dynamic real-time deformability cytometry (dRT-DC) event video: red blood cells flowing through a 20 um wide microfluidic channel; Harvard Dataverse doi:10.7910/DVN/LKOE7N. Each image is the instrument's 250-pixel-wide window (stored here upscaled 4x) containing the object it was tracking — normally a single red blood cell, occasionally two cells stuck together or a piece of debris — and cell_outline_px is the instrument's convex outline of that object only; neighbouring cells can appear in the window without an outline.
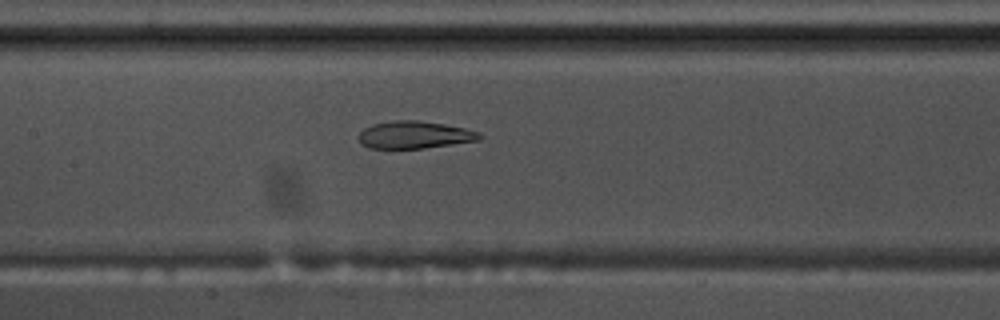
{"species": "common noctule bat (a hibernating species)", "species_latin": "Nyctalus noctula", "temperature_condition": "warm", "stored_images_in_passage": 55, "camera_frame_rate_fps": 3000, "um_per_image_px": 0.085, "animal": {"sex": "male", "body_mass_g": 17.5, "forearm_length_mm": 52.3}, "frame": {"image": 1, "passage_image": 26, "time_ms": 8.333, "image_size_px": [1000, 320], "cell_outline_px": [[484, 136], [480, 140], [424, 148], [368, 148], [360, 144], [356, 136], [364, 128], [372, 124], [392, 120], [420, 120], [444, 124], [464, 128], [480, 132]], "centroid_in_image_um": [35.21, 11.46], "position_along_channel_um": 172.2, "area_um2": 19.54}}
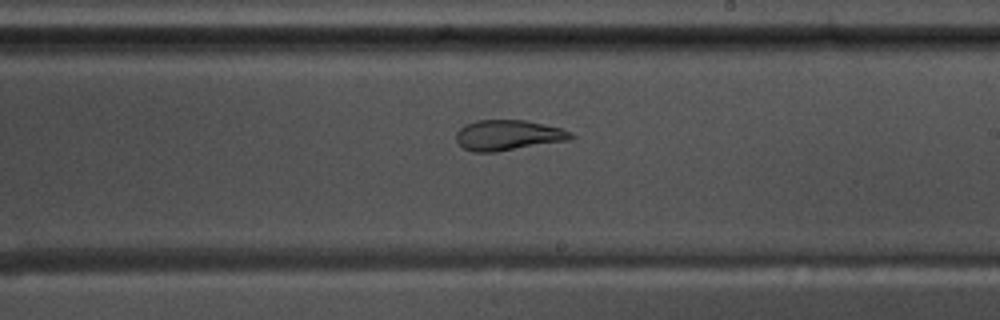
{"frame": {"image": 2, "passage_image": 32, "time_ms": 10.333, "image_size_px": [1000, 320], "cell_outline_px": [[576, 136], [568, 140], [496, 152], [472, 152], [464, 148], [456, 140], [456, 132], [464, 124], [476, 120], [524, 120], [544, 124], [560, 128], [572, 132]], "centroid_in_image_um": [43.17, 11.49], "position_along_channel_um": 245.8, "area_um2": 20.35}}
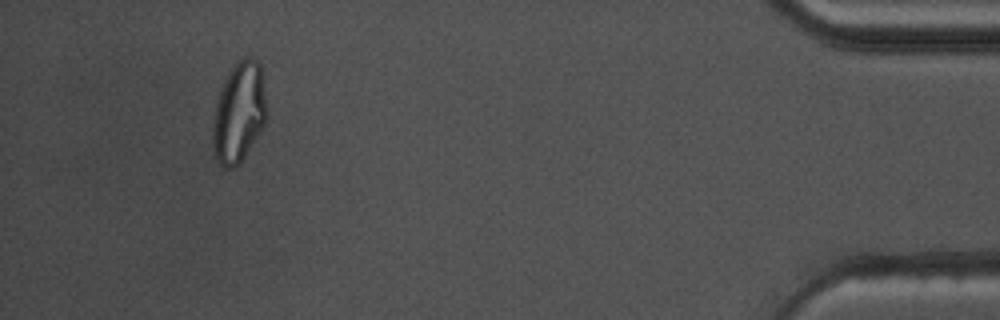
{"frame": {"image": 3, "passage_image": 51, "time_ms": 16.667, "image_size_px": [1000, 320], "cell_outline_px": [[268, 112], [264, 124], [260, 132], [240, 164], [236, 168], [224, 168], [216, 160], [212, 144], [212, 128], [216, 96], [232, 64], [244, 56], [252, 56], [260, 64], [268, 108]], "centroid_in_image_um": [20.3, 9.54], "position_along_channel_um": 414.9, "area_um2": 32.37}, "authors_computed_cell_mechanics": {"area_um2": 25.0852, "velocity_mm_per_s": 3.7008, "shape_relaxation_time_tau1_ms": null, "shape_relaxation_time_tau2_ms": 1.6424, "deformation_change_tau1": null, "deformation_change_tau2": 0.0862}}